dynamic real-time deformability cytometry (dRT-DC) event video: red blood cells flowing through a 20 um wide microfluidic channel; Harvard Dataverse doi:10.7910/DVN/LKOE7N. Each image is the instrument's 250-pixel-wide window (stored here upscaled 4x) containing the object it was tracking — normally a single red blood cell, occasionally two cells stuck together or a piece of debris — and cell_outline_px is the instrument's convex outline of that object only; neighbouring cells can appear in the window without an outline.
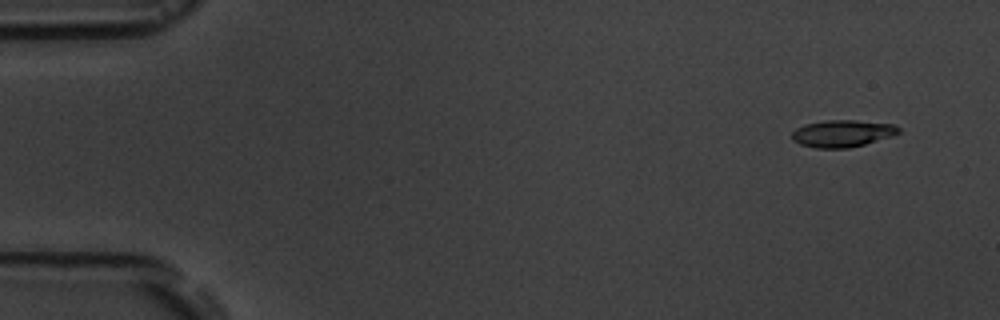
{"species": "common noctule bat (a hibernating species)", "species_latin": "Nyctalus noctula", "temperature_condition": "room temperature", "stored_images_in_passage": 8, "camera_frame_rate_fps": 3000, "um_per_image_px": 0.085, "animal": {"sex": "male", "body_mass_g": 19.5, "forearm_length_mm": 54.6}, "frame": {"image": 1, "passage_image": 2, "time_ms": 1.0, "image_size_px": [1000, 320], "cell_outline_px": [[900, 132], [892, 136], [864, 144], [848, 148], [816, 148], [800, 144], [792, 140], [792, 132], [796, 128], [804, 124], [828, 120], [856, 120], [892, 124], [900, 128]], "centroid_in_image_um": [71.58, 11.34], "position_along_channel_um": 13.4, "area_um2": 16.76}}
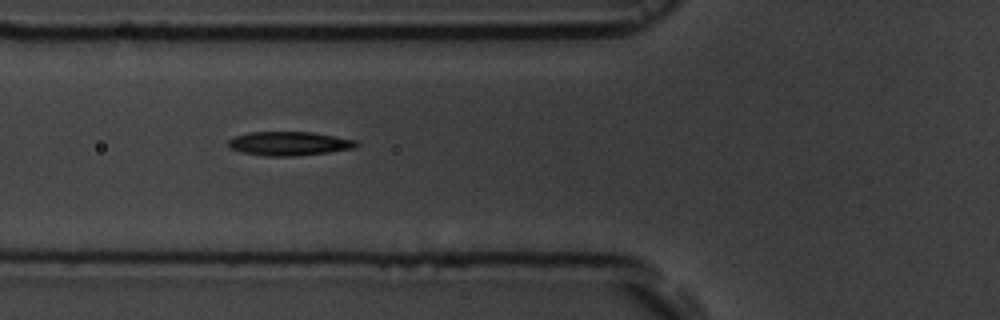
{"frame": {"image": 2, "passage_image": 7, "time_ms": 6.667, "image_size_px": [1000, 320], "cell_outline_px": [[360, 144], [356, 148], [328, 152], [292, 156], [264, 156], [240, 152], [228, 148], [228, 140], [232, 136], [252, 132], [312, 132], [336, 136], [356, 140]], "centroid_in_image_um": [24.56, 12.2], "position_along_channel_um": 101.2, "area_um2": 18.03}}
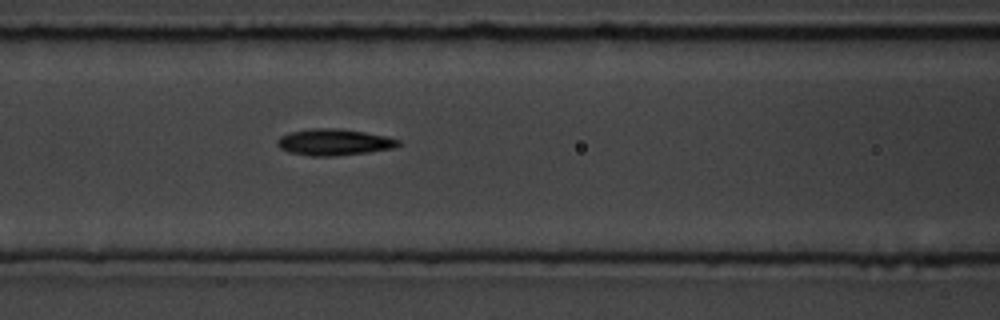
{"frame": {"image": 3, "passage_image": 8, "time_ms": 7.667, "image_size_px": [1000, 320], "cell_outline_px": [[400, 144], [392, 148], [368, 152], [336, 156], [308, 156], [288, 152], [280, 148], [276, 144], [276, 140], [280, 136], [292, 132], [312, 128], [340, 128], [364, 132], [384, 136], [400, 140]], "centroid_in_image_um": [28.35, 12.09], "position_along_channel_um": 138.3, "area_um2": 18.61}}